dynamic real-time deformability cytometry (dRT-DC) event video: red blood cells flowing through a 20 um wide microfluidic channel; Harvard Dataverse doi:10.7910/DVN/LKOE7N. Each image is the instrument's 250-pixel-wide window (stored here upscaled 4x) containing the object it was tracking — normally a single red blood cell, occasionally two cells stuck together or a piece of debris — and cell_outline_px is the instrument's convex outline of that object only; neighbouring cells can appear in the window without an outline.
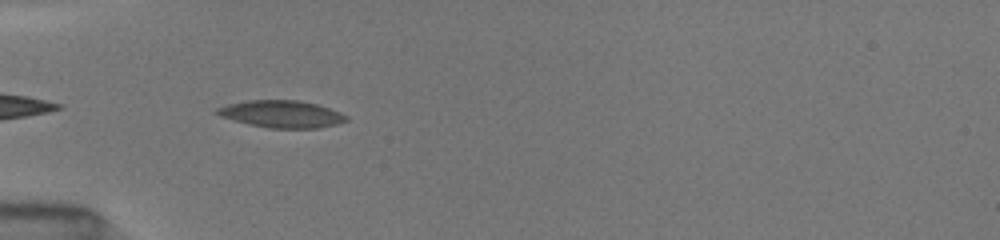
{"species": "common noctule bat (a hibernating species)", "species_latin": "Nyctalus noctula", "temperature_condition": "room temperature", "stored_images_in_passage": 19, "camera_frame_rate_fps": 3000, "um_per_image_px": 0.085, "animal": {"sex": "female", "body_mass_g": 19.5, "forearm_length_mm": 54.1}, "frame": {"image": 1, "passage_image": 2, "time_ms": 0.333, "image_size_px": [1000, 240], "cell_outline_px": [[348, 120], [336, 124], [320, 128], [268, 128], [248, 124], [220, 116], [212, 112], [216, 108], [228, 104], [248, 100], [296, 100], [316, 104], [340, 112], [348, 116]], "centroid_in_image_um": [23.91, 9.69], "position_along_channel_um": 61.1, "area_um2": 20.46}}
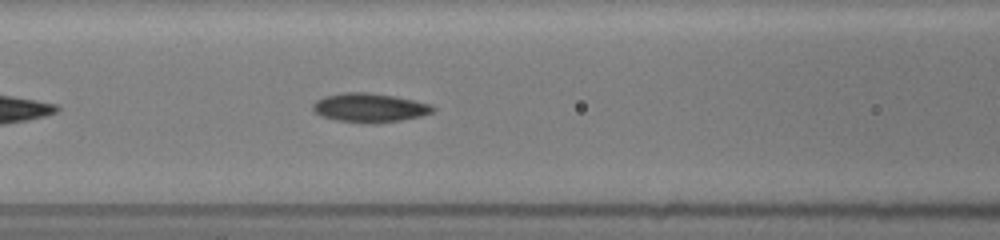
{"frame": {"image": 2, "passage_image": 8, "time_ms": 2.333, "image_size_px": [1000, 240], "cell_outline_px": [[436, 108], [432, 112], [420, 116], [400, 120], [376, 124], [372, 124], [336, 120], [320, 116], [312, 108], [312, 104], [316, 100], [324, 96], [344, 92], [368, 92], [392, 96], [432, 104]], "centroid_in_image_um": [31.39, 9.16], "position_along_channel_um": 135.2, "area_um2": 20.29}}
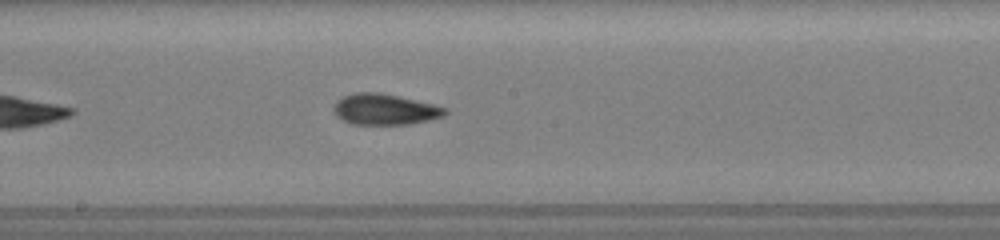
{"frame": {"image": 3, "passage_image": 14, "time_ms": 4.333, "image_size_px": [1000, 240], "cell_outline_px": [[448, 112], [444, 116], [428, 120], [408, 124], [352, 124], [336, 116], [332, 108], [336, 100], [344, 96], [356, 92], [380, 92], [432, 104], [448, 108]], "centroid_in_image_um": [32.69, 9.29], "position_along_channel_um": 215.5, "area_um2": 20.0}}